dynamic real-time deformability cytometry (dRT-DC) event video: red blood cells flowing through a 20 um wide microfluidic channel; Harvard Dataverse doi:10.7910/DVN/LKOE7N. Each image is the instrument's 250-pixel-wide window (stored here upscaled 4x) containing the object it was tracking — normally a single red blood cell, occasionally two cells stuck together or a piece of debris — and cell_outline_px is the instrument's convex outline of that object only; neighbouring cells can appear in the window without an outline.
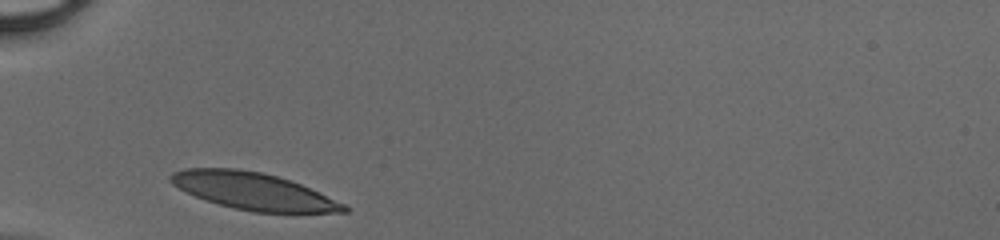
{"species": "human", "species_latin": "Homo sapiens", "temperature_condition": "cold", "stored_images_in_passage": 25, "camera_frame_rate_fps": 3000, "um_per_image_px": 0.085, "donor": {"sex": "male"}, "frame": {"image": 1, "passage_image": 1, "time_ms": 0.0, "image_size_px": [1000, 240], "cell_outline_px": [[348, 212], [252, 212], [220, 204], [196, 196], [172, 184], [168, 176], [172, 172], [184, 168], [236, 168], [260, 172], [276, 176], [300, 184], [344, 204], [348, 208]], "centroid_in_image_um": [21.49, 16.23], "position_along_channel_um": 63.5, "area_um2": 36.65}}
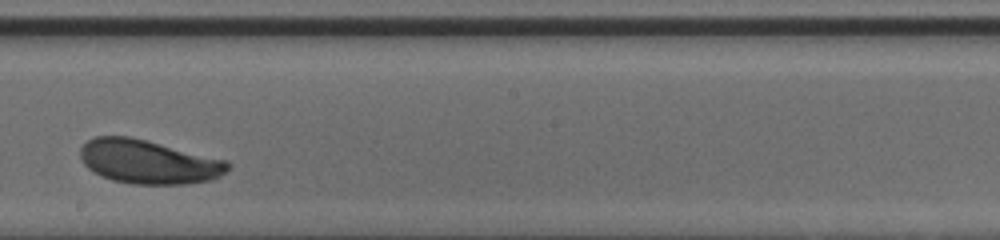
{"frame": {"image": 2, "passage_image": 14, "time_ms": 4.333, "image_size_px": [1000, 240], "cell_outline_px": [[228, 168], [220, 176], [212, 180], [188, 184], [132, 184], [112, 180], [100, 176], [88, 168], [84, 164], [80, 156], [80, 148], [88, 140], [96, 136], [128, 136], [228, 160]], "centroid_in_image_um": [12.6, 13.76], "position_along_channel_um": 235.6, "area_um2": 37.63}}
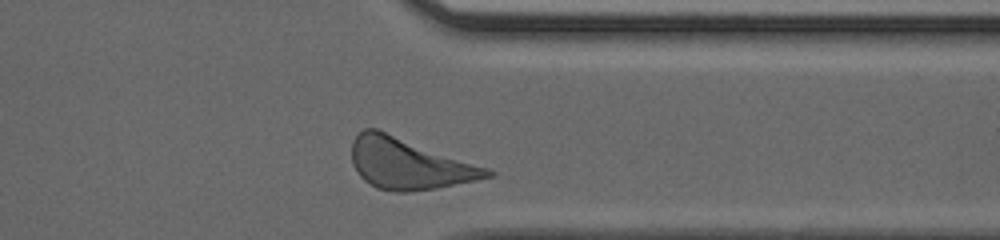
{"frame": {"image": 3, "passage_image": 24, "time_ms": 7.667, "image_size_px": [1000, 240], "cell_outline_px": [[496, 176], [436, 188], [408, 192], [396, 192], [376, 188], [364, 180], [360, 176], [352, 164], [352, 140], [364, 128], [376, 128], [488, 168], [496, 172]], "centroid_in_image_um": [34.75, 13.92], "position_along_channel_um": 376.7, "area_um2": 40.06}}